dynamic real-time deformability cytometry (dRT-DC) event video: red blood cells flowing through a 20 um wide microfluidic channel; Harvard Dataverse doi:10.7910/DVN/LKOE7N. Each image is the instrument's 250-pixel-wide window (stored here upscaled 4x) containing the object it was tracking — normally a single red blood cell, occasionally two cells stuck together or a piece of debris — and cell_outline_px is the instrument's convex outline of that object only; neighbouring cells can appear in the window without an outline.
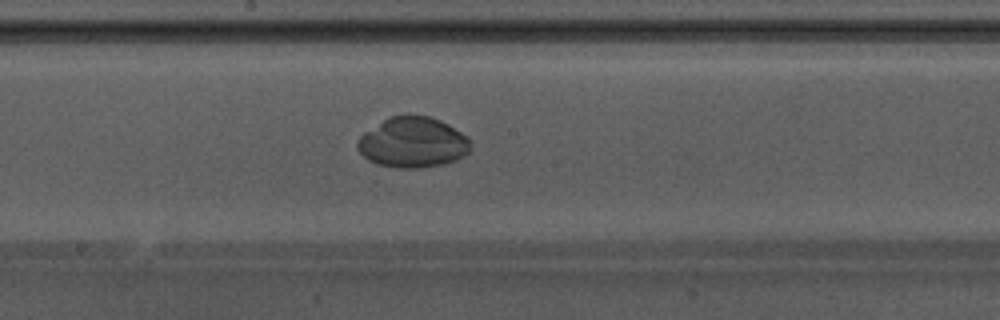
{"species": "Egyptian fruit bat (a non-hibernating species)", "species_latin": "Rousettus aegyptiacus", "temperature_condition": "warm", "stored_images_in_passage": 44, "camera_frame_rate_fps": 3000, "um_per_image_px": 0.085, "animal": {"sex": "male"}, "frame": {"image": 1, "passage_image": 19, "time_ms": 6.0, "image_size_px": [1000, 320], "cell_outline_px": [[468, 152], [464, 156], [456, 160], [444, 164], [420, 168], [396, 168], [376, 164], [368, 160], [356, 148], [356, 140], [364, 132], [388, 116], [428, 116], [440, 120], [448, 124], [468, 136]], "centroid_in_image_um": [35.05, 12.12], "position_along_channel_um": 213.2, "area_um2": 33.29}}